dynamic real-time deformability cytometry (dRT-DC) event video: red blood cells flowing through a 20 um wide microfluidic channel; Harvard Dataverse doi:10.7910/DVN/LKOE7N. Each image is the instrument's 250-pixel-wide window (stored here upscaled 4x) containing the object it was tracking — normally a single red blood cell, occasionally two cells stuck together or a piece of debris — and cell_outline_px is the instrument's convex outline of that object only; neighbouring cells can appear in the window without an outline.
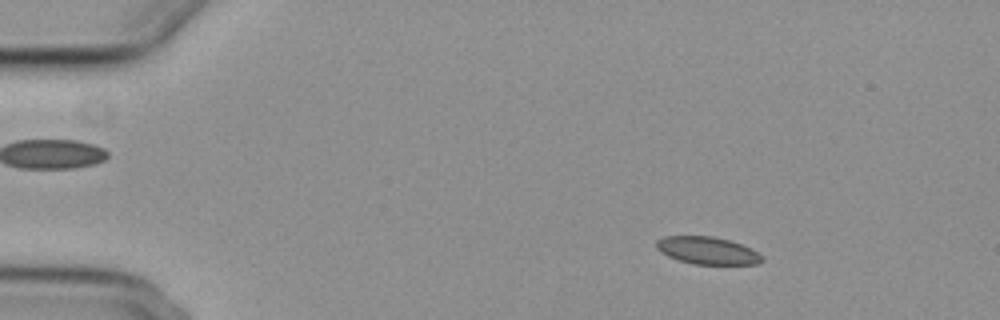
{"species": "common noctule bat (a hibernating species)", "species_latin": "Nyctalus noctula", "temperature_condition": "cold", "stored_images_in_passage": 57, "camera_frame_rate_fps": 3000, "um_per_image_px": 0.085, "animal": {"sex": "female", "body_mass_g": 29.2, "forearm_length_mm": 56.3}, "frame": {"image": 1, "passage_image": 9, "time_ms": 2.667, "image_size_px": [1000, 320], "cell_outline_px": [[764, 260], [760, 264], [692, 264], [668, 256], [660, 252], [656, 248], [656, 240], [664, 236], [712, 236], [728, 240], [752, 248], [764, 256]], "centroid_in_image_um": [60.15, 21.3], "position_along_channel_um": 24.9, "area_um2": 16.99}}
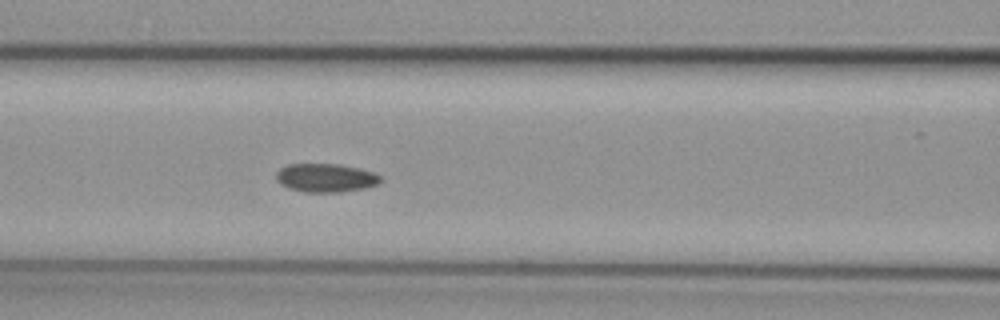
{"frame": {"image": 2, "passage_image": 25, "time_ms": 8.0, "image_size_px": [1000, 320], "cell_outline_px": [[380, 184], [364, 188], [340, 192], [304, 192], [288, 188], [280, 184], [276, 180], [276, 172], [280, 168], [288, 164], [340, 164], [372, 172], [380, 176]], "centroid_in_image_um": [27.65, 15.12], "position_along_channel_um": 139.0, "area_um2": 17.34}}
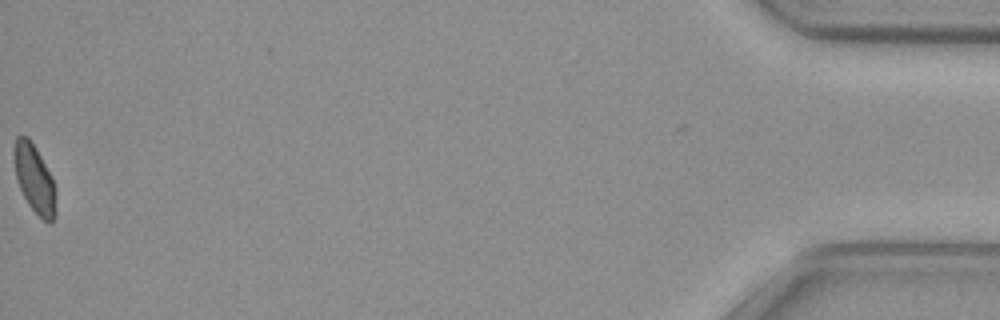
{"frame": {"image": 3, "passage_image": 57, "time_ms": 18.667, "image_size_px": [1000, 320], "cell_outline_px": [[56, 216], [52, 224], [48, 224], [28, 204], [20, 188], [16, 176], [12, 156], [12, 148], [16, 136], [28, 136], [36, 148], [52, 176], [56, 188]], "centroid_in_image_um": [2.94, 15.19], "position_along_channel_um": 432.3, "area_um2": 17.05}, "authors_computed_cell_mechanics": {"area_um2": 17.34, "velocity_mm_per_s": 3.6922, "shape_relaxation_time_tau1_ms": 4.8823, "shape_relaxation_time_tau2_ms": null, "deformation_change_tau1": 0.1095, "deformation_change_tau2": null}}